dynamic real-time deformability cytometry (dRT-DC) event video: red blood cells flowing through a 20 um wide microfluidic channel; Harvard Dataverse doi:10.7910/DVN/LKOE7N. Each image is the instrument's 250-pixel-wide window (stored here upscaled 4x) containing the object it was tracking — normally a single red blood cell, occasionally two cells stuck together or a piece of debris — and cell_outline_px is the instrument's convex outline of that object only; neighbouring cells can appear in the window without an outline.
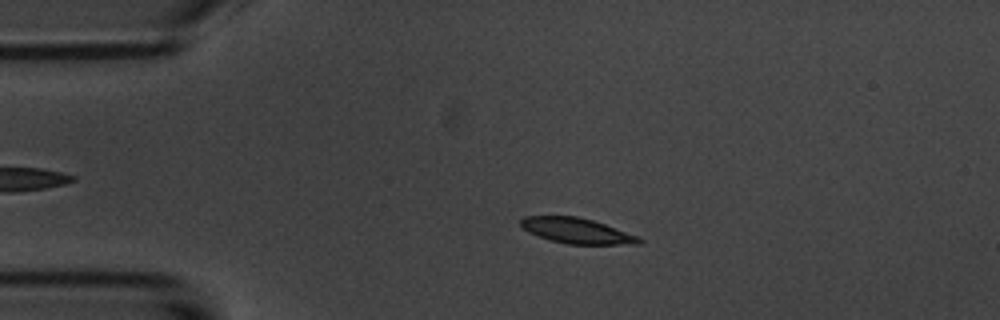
{"species": "common noctule bat (a hibernating species)", "species_latin": "Nyctalus noctula", "temperature_condition": "room temperature", "stored_images_in_passage": 54, "camera_frame_rate_fps": 3000, "um_per_image_px": 0.085, "animal": {"sex": "male", "body_mass_g": 20.1, "forearm_length_mm": 53.5}, "frame": {"image": 1, "passage_image": 11, "time_ms": 3.333, "image_size_px": [1000, 320], "cell_outline_px": [[644, 240], [640, 244], [568, 244], [552, 240], [528, 232], [520, 224], [520, 220], [524, 216], [576, 216], [592, 220], [640, 236]], "centroid_in_image_um": [49.07, 19.61], "position_along_channel_um": 35.9, "area_um2": 17.4}}
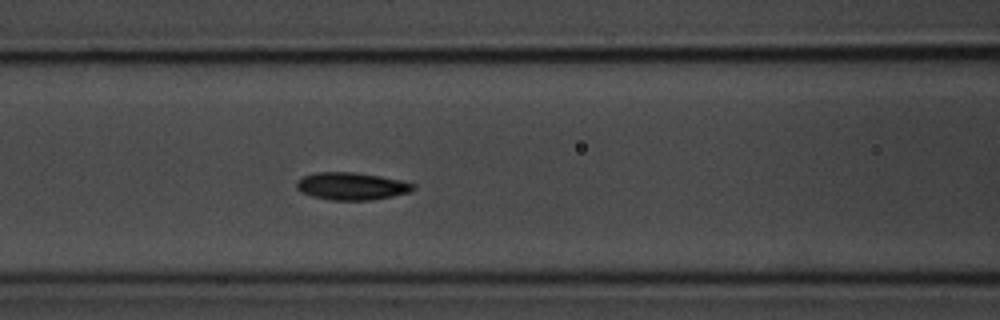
{"frame": {"image": 2, "passage_image": 22, "time_ms": 7.0, "image_size_px": [1000, 320], "cell_outline_px": [[416, 188], [408, 192], [392, 196], [368, 200], [332, 200], [312, 196], [300, 192], [296, 188], [296, 180], [304, 176], [316, 172], [356, 172], [380, 176], [400, 180], [416, 184]], "centroid_in_image_um": [29.86, 15.82], "position_along_channel_um": 136.7, "area_um2": 18.67}}
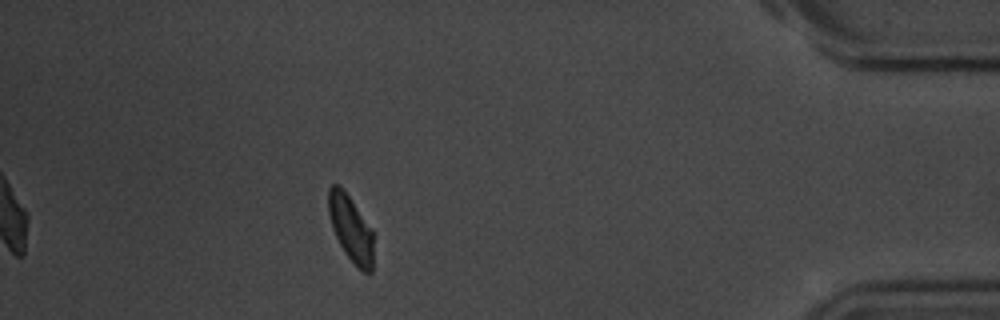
{"frame": {"image": 3, "passage_image": 48, "time_ms": 15.667, "image_size_px": [1000, 320], "cell_outline_px": [[372, 272], [364, 272], [344, 252], [332, 228], [328, 212], [328, 188], [332, 184], [340, 184], [372, 232]], "centroid_in_image_um": [29.76, 19.39], "position_along_channel_um": 405.4, "area_um2": 16.65}, "authors_computed_cell_mechanics": {"area_um2": 18.0914, "velocity_mm_per_s": 3.674, "shape_relaxation_time_tau1_ms": 1.8575, "shape_relaxation_time_tau2_ms": 2.4718, "deformation_change_tau1": 0.1043, "deformation_change_tau2": 0.0562}}